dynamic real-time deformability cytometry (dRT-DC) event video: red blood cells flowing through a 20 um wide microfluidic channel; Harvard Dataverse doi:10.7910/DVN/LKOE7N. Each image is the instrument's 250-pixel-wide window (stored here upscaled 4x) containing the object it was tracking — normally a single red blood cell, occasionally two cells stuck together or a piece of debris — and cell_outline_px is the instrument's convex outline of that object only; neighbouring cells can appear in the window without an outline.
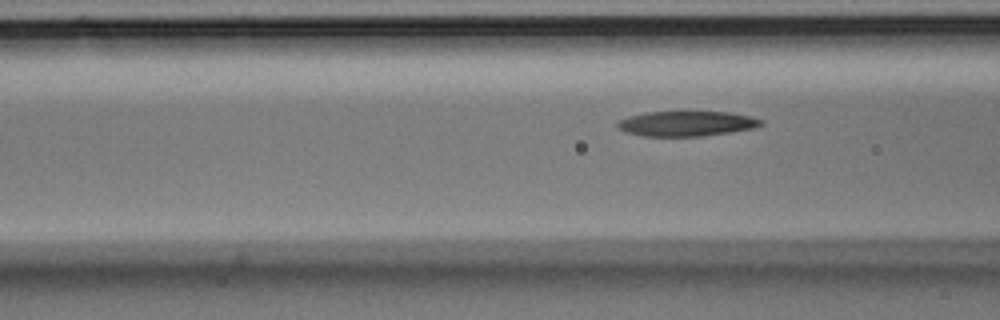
{"species": "Egyptian fruit bat (a non-hibernating species)", "species_latin": "Rousettus aegyptiacus", "temperature_condition": "room temperature", "stored_images_in_passage": 6, "camera_frame_rate_fps": 3000, "um_per_image_px": 0.085, "animal": {"sex": "male"}, "frame": {"image": 1, "passage_image": 6, "time_ms": 1.667, "image_size_px": [1000, 320], "cell_outline_px": [[764, 124], [756, 128], [732, 132], [700, 136], [644, 136], [624, 132], [616, 124], [620, 120], [628, 116], [644, 112], [728, 112], [752, 116], [764, 120]], "centroid_in_image_um": [58.41, 10.5], "position_along_channel_um": 108.2, "area_um2": 21.1}}